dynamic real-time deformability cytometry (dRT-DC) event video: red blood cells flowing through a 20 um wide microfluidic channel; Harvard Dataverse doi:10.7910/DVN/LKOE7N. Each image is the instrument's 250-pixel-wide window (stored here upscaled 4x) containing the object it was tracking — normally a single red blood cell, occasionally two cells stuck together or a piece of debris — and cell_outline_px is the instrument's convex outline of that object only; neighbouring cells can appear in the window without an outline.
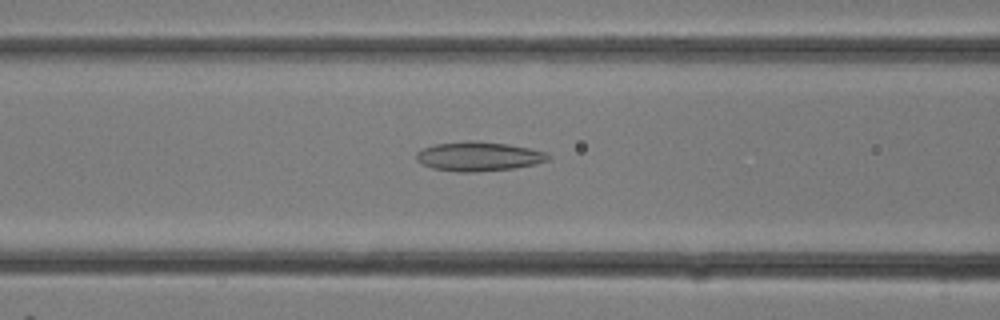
{"species": "common noctule bat (a hibernating species)", "species_latin": "Nyctalus noctula", "temperature_condition": "room temperature", "stored_images_in_passage": 4, "camera_frame_rate_fps": 3000, "um_per_image_px": 0.085, "animal": {"sex": "female"}, "frame": {"image": 1, "passage_image": 3, "time_ms": 0.667, "image_size_px": [1000, 320], "cell_outline_px": [[552, 156], [548, 160], [536, 164], [516, 168], [476, 172], [456, 172], [432, 168], [416, 160], [416, 152], [432, 144], [468, 140], [476, 140], [508, 144], [548, 152]], "centroid_in_image_um": [40.7, 13.29], "position_along_channel_um": 125.9, "area_um2": 22.83}}